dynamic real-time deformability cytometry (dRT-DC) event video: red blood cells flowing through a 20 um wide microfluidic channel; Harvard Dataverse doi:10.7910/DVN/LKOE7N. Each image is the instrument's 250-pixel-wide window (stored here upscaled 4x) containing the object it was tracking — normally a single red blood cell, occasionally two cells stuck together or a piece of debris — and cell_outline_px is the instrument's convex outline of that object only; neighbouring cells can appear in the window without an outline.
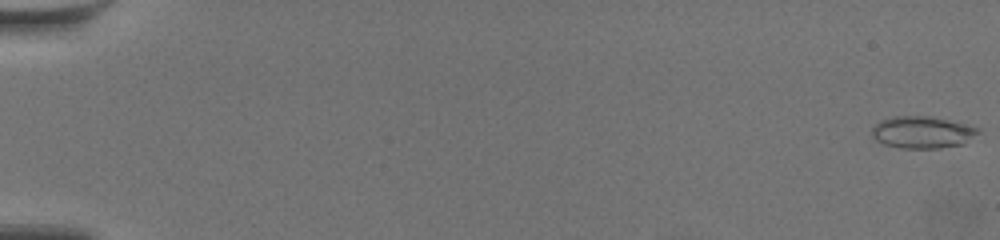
{"species": "common noctule bat (a hibernating species)", "species_latin": "Nyctalus noctula", "temperature_condition": "warm", "stored_images_in_passage": 61, "camera_frame_rate_fps": 3000, "um_per_image_px": 0.085, "animal": {"sex": "female", "body_mass_g": 19.5, "forearm_length_mm": 54.1}, "frame": {"image": 1, "passage_image": 1, "time_ms": 0.0, "image_size_px": [1000, 240], "cell_outline_px": [[980, 132], [964, 144], [940, 148], [900, 148], [884, 144], [876, 140], [872, 136], [872, 128], [880, 120], [892, 116], [932, 116], [980, 128]], "centroid_in_image_um": [78.39, 11.24], "position_along_channel_um": 6.6, "area_um2": 19.88}}
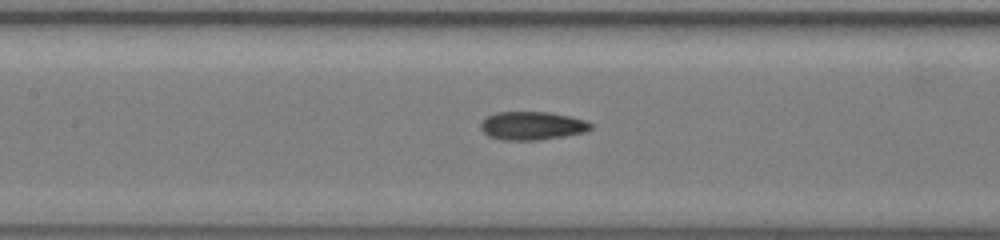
{"frame": {"image": 2, "passage_image": 31, "time_ms": 10.0, "image_size_px": [1000, 240], "cell_outline_px": [[592, 128], [584, 132], [564, 136], [540, 140], [504, 140], [488, 136], [480, 128], [480, 124], [488, 116], [496, 112], [548, 112], [568, 116], [584, 120], [592, 124]], "centroid_in_image_um": [45.22, 10.69], "position_along_channel_um": 162.2, "area_um2": 18.03}}
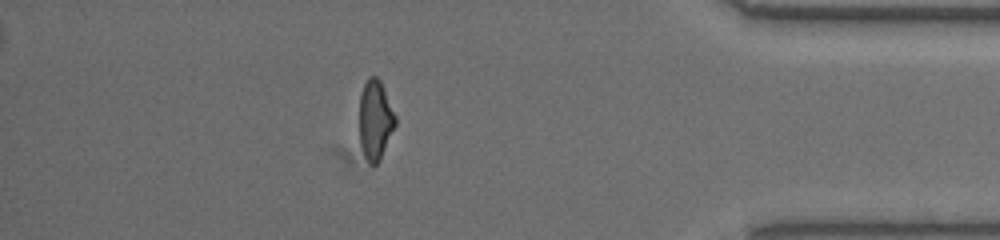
{"frame": {"image": 3, "passage_image": 54, "time_ms": 17.667, "image_size_px": [1000, 240], "cell_outline_px": [[396, 124], [380, 160], [376, 164], [368, 164], [364, 156], [360, 144], [360, 96], [364, 84], [368, 76], [376, 76], [380, 80], [396, 116]], "centroid_in_image_um": [31.9, 10.2], "position_along_channel_um": 403.3, "area_um2": 16.65}, "authors_computed_cell_mechanics": {"area_um2": 18.3804, "velocity_mm_per_s": 3.5611, "shape_relaxation_time_tau1_ms": 6.0632, "shape_relaxation_time_tau2_ms": 1.3273, "deformation_change_tau1": 0.1997, "deformation_change_tau2": 0.0733}}